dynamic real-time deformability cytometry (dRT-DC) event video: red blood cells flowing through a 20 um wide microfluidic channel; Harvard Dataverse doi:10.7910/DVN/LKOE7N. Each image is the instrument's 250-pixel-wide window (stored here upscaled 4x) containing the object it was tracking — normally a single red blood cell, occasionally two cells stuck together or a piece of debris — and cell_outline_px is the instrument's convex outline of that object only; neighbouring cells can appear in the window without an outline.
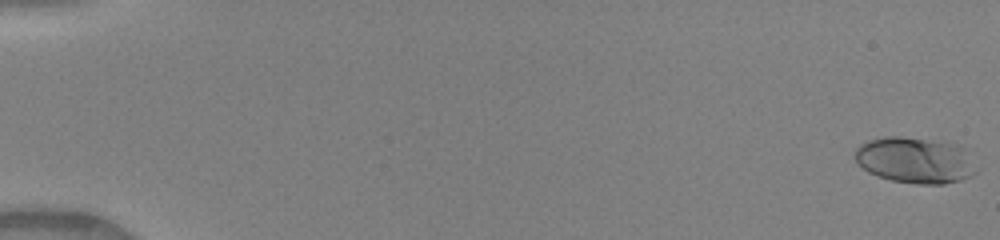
{"species": "human", "species_latin": "Homo sapiens", "temperature_condition": "warm", "stored_images_in_passage": 50, "camera_frame_rate_fps": 3000, "um_per_image_px": 0.085, "donor": {"sex": "female"}, "frame": {"image": 1, "passage_image": 1, "time_ms": 0.0, "image_size_px": [1000, 240], "cell_outline_px": [[980, 168], [972, 176], [960, 180], [944, 184], [916, 184], [892, 180], [868, 172], [856, 160], [856, 148], [860, 144], [868, 140], [884, 136], [900, 136], [924, 140], [944, 144], [956, 148]], "centroid_in_image_um": [77.71, 13.66], "position_along_channel_um": 7.3, "area_um2": 31.5}}
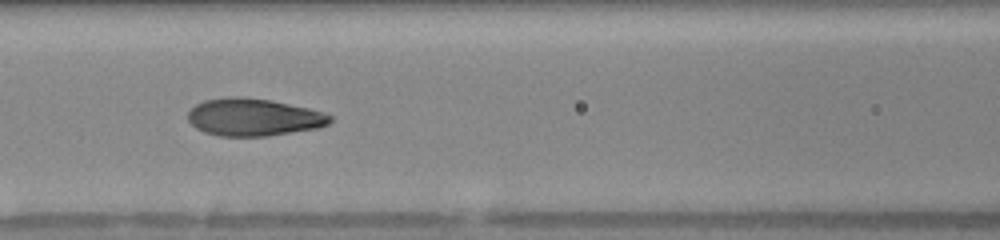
{"frame": {"image": 2, "passage_image": 24, "time_ms": 7.667, "image_size_px": [1000, 240], "cell_outline_px": [[332, 120], [328, 124], [320, 128], [268, 136], [216, 136], [204, 132], [196, 128], [188, 120], [188, 112], [196, 104], [204, 100], [228, 96], [244, 96], [272, 100], [308, 108], [324, 112], [332, 116]], "centroid_in_image_um": [21.56, 9.96], "position_along_channel_um": 145.0, "area_um2": 31.39}}
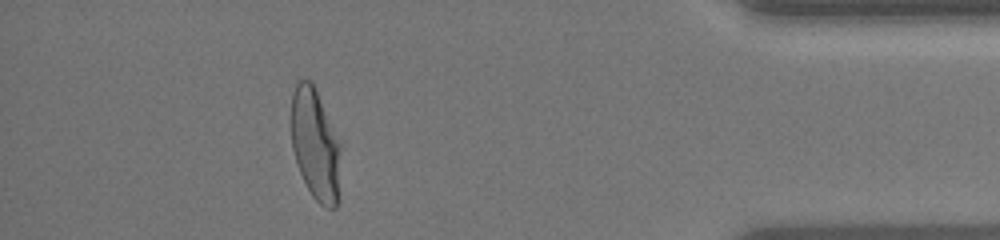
{"frame": {"image": 3, "passage_image": 46, "time_ms": 15.0, "image_size_px": [1000, 240], "cell_outline_px": [[340, 152], [336, 208], [328, 208], [320, 204], [312, 196], [300, 172], [292, 148], [292, 92], [296, 84], [300, 80], [312, 80], [340, 140]], "centroid_in_image_um": [26.8, 12.23], "position_along_channel_um": 408.4, "area_um2": 31.79}, "authors_computed_cell_mechanics": {"area_um2": 31.4432, "velocity_mm_per_s": 4.1184, "shape_relaxation_time_tau1_ms": 4.5367, "shape_relaxation_time_tau2_ms": null, "deformation_change_tau1": 0.2011, "deformation_change_tau2": null}}